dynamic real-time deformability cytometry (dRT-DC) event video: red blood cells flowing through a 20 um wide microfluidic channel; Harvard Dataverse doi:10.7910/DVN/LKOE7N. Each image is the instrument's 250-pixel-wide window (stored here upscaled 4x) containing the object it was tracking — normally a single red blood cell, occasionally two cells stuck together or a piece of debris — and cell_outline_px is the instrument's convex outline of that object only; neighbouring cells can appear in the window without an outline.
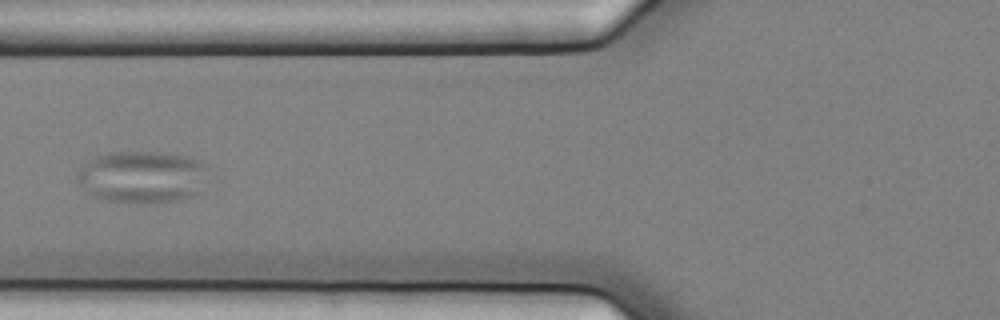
{"species": "common noctule bat (a hibernating species)", "species_latin": "Nyctalus noctula", "temperature_condition": "cold", "stored_images_in_passage": 7, "camera_frame_rate_fps": 3000, "um_per_image_px": 0.085, "animal": {"sex": "female", "body_mass_g": 25.1}, "frame": {"image": 1, "passage_image": 7, "time_ms": 2.0, "image_size_px": [1000, 320], "cell_outline_px": [[208, 168], [196, 192], [192, 196], [180, 200], [108, 200], [84, 192], [76, 180], [76, 172], [88, 160], [96, 156], [108, 152], [156, 152], [188, 156], [200, 160], [208, 164]], "centroid_in_image_um": [12.03, 14.97], "position_along_channel_um": 113.8, "area_um2": 38.9}}